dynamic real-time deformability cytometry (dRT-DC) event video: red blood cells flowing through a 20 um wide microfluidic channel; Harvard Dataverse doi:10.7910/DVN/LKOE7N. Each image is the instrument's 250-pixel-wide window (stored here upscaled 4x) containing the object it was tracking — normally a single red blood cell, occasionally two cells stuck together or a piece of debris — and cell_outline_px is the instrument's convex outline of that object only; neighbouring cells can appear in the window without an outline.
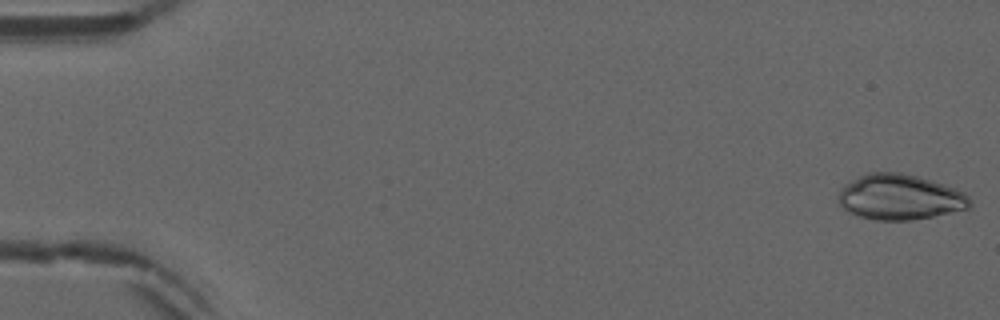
{"species": "common noctule bat (a hibernating species)", "species_latin": "Nyctalus noctula", "temperature_condition": "warm", "stored_images_in_passage": 52, "camera_frame_rate_fps": 3000, "um_per_image_px": 0.085, "animal": {"sex": "male", "forearm_length_mm": 52.5}, "frame": {"image": 1, "passage_image": 1, "time_ms": 0.0, "image_size_px": [1000, 320], "cell_outline_px": [[972, 208], [932, 216], [908, 220], [876, 220], [860, 216], [844, 208], [836, 200], [836, 196], [840, 188], [844, 184], [868, 172], [900, 172], [916, 176], [944, 184], [956, 188], [964, 192], [972, 200]], "centroid_in_image_um": [76.5, 16.74], "position_along_channel_um": 8.5, "area_um2": 34.91}}
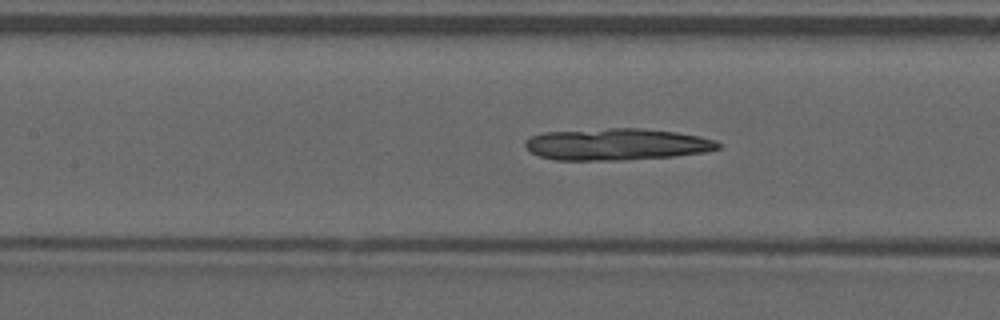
{"frame": {"image": 2, "passage_image": 24, "time_ms": 7.667, "image_size_px": [1000, 320], "cell_outline_px": [[724, 144], [720, 148], [708, 152], [672, 156], [620, 160], [556, 160], [540, 156], [532, 152], [524, 144], [524, 140], [528, 136], [540, 132], [608, 128], [640, 128], [676, 132], [700, 136], [716, 140]], "centroid_in_image_um": [52.43, 12.25], "position_along_channel_um": 155.0, "area_um2": 36.07}}
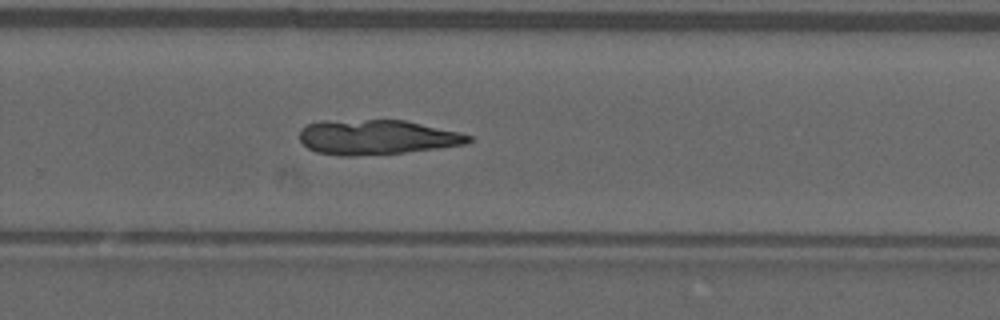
{"frame": {"image": 3, "passage_image": 35, "time_ms": 11.333, "image_size_px": [1000, 320], "cell_outline_px": [[472, 140], [468, 144], [404, 152], [352, 156], [340, 156], [316, 152], [308, 148], [300, 140], [300, 128], [308, 124], [320, 120], [404, 120], [460, 132], [472, 136]], "centroid_in_image_um": [32.01, 11.65], "position_along_channel_um": 297.8, "area_um2": 34.33}}